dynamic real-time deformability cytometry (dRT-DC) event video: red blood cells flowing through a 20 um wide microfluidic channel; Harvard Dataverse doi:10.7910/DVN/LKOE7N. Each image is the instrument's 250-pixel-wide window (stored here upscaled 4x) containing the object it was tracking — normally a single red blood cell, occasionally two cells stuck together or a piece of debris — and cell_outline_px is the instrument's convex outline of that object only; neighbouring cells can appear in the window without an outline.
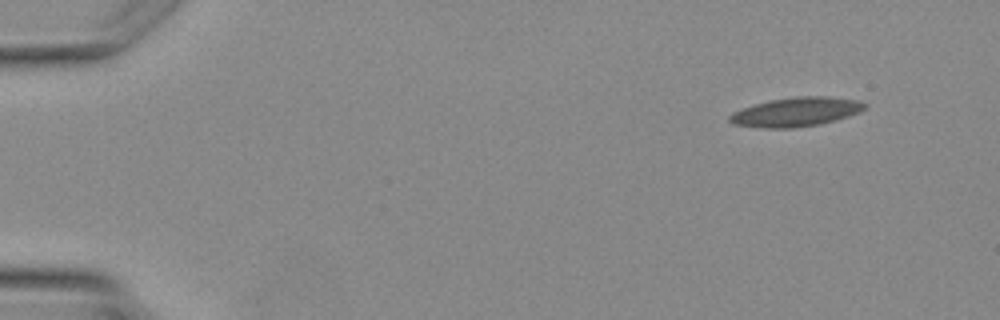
{"species": "Egyptian fruit bat (a non-hibernating species)", "species_latin": "Rousettus aegyptiacus", "temperature_condition": "warm", "stored_images_in_passage": 5, "camera_frame_rate_fps": 3000, "um_per_image_px": 0.085, "animal": {"sex": "female"}, "frame": {"image": 1, "passage_image": 1, "time_ms": 0.0, "image_size_px": [1000, 320], "cell_outline_px": [[868, 104], [860, 112], [848, 116], [820, 124], [792, 128], [764, 128], [732, 124], [728, 120], [728, 116], [732, 112], [768, 100], [796, 96], [828, 96], [860, 100]], "centroid_in_image_um": [67.67, 9.51], "position_along_channel_um": 17.3, "area_um2": 23.0}}